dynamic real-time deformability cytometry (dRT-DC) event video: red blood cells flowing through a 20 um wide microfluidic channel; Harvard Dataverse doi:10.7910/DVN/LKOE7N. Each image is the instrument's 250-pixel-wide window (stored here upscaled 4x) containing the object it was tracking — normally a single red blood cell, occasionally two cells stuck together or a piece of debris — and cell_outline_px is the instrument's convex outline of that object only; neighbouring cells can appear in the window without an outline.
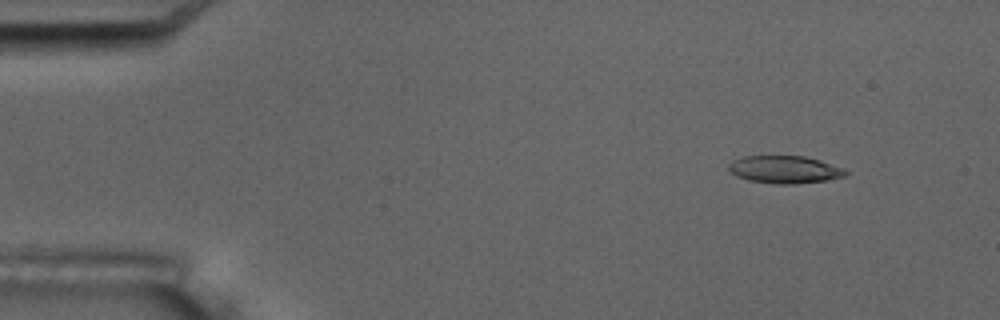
{"species": "common noctule bat (a hibernating species)", "species_latin": "Nyctalus noctula", "temperature_condition": "room temperature", "stored_images_in_passage": 5, "camera_frame_rate_fps": 3000, "um_per_image_px": 0.085, "animal": {"sex": "male", "body_mass_g": 17.5, "forearm_length_mm": 52.3}, "frame": {"image": 1, "passage_image": 2, "time_ms": 1.0, "image_size_px": [1000, 320], "cell_outline_px": [[848, 172], [844, 176], [824, 180], [796, 184], [776, 184], [748, 180], [736, 176], [728, 172], [728, 164], [732, 160], [744, 156], [804, 156], [820, 160], [844, 168]], "centroid_in_image_um": [66.65, 14.41], "position_along_channel_um": 18.4, "area_um2": 18.84}}